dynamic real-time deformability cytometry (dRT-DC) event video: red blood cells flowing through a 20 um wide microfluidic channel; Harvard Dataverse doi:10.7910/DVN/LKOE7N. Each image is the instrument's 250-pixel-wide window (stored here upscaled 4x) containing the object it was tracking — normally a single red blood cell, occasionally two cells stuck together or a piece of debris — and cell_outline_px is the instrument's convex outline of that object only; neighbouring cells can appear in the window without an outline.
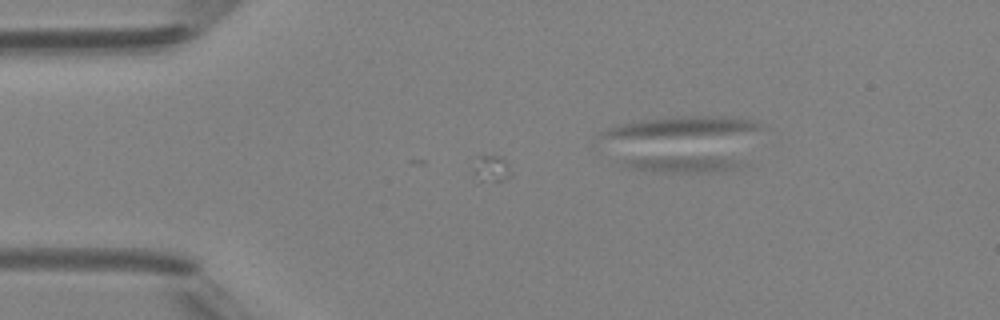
{"species": "Egyptian fruit bat (a non-hibernating species)", "species_latin": "Rousettus aegyptiacus", "temperature_condition": "room temperature", "stored_images_in_passage": 3, "camera_frame_rate_fps": 3000, "um_per_image_px": 0.085, "animal": {"sex": "female"}, "frame": {"image": 1, "passage_image": 3, "time_ms": 2.333, "image_size_px": [1000, 320], "cell_outline_px": [[748, 164], [740, 168], [720, 172], [656, 172], [628, 168], [628, 160], [672, 156], [712, 156], [740, 160]], "centroid_in_image_um": [58.33, 13.96], "position_along_channel_um": 26.7, "area_um2": 11.44}}